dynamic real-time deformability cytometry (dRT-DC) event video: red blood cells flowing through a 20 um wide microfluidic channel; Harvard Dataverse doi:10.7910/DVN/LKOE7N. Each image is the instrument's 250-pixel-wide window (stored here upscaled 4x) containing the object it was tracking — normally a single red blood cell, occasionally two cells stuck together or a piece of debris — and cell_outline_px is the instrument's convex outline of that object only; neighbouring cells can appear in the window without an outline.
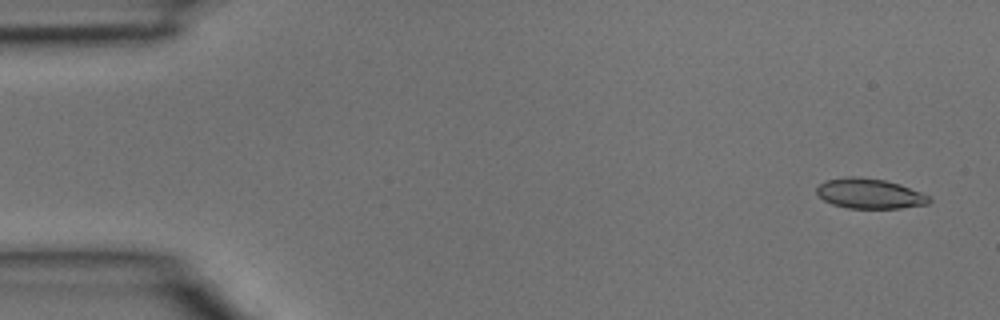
{"species": "common noctule bat (a hibernating species)", "species_latin": "Nyctalus noctula", "temperature_condition": "room temperature", "stored_images_in_passage": 39, "camera_frame_rate_fps": 3000, "um_per_image_px": 0.085, "animal": {"sex": "male", "body_mass_g": 15.6}, "frame": {"image": 1, "passage_image": 2, "time_ms": 0.333, "image_size_px": [1000, 320], "cell_outline_px": [[932, 200], [928, 204], [900, 208], [848, 208], [832, 204], [824, 200], [816, 192], [816, 188], [824, 180], [848, 176], [852, 176], [884, 180], [900, 184], [932, 196]], "centroid_in_image_um": [73.94, 16.45], "position_along_channel_um": 11.1, "area_um2": 19.77}}
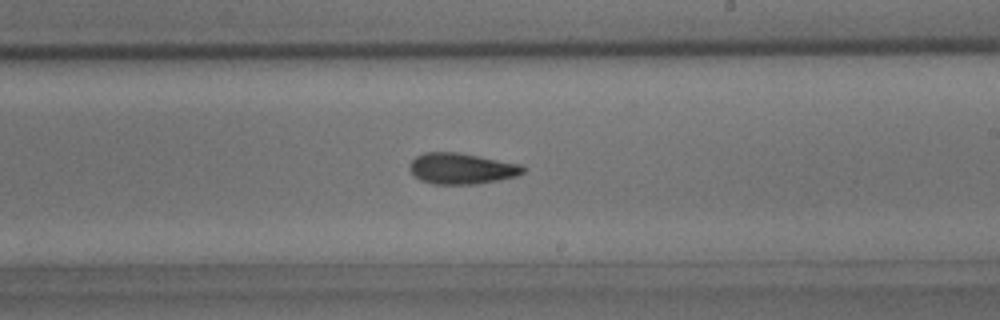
{"frame": {"image": 2, "passage_image": 23, "time_ms": 7.333, "image_size_px": [1000, 320], "cell_outline_px": [[524, 172], [516, 176], [500, 180], [476, 184], [432, 184], [420, 180], [408, 168], [408, 164], [416, 156], [424, 152], [456, 152], [520, 164], [524, 168]], "centroid_in_image_um": [39.2, 14.33], "position_along_channel_um": 249.8, "area_um2": 20.4}}
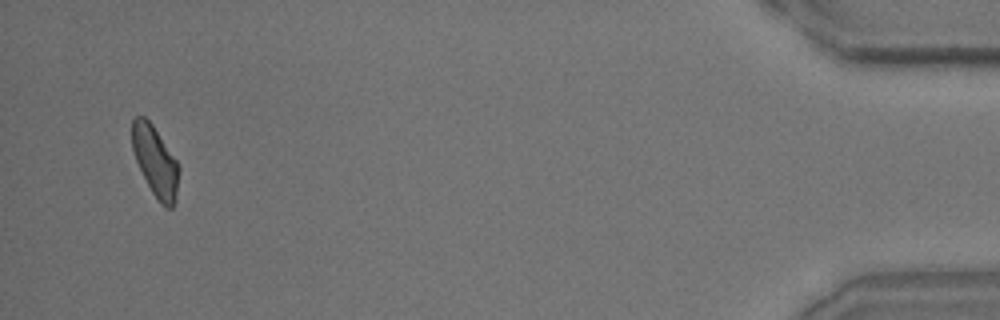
{"frame": {"image": 3, "passage_image": 38, "time_ms": 12.333, "image_size_px": [1000, 320], "cell_outline_px": [[180, 168], [176, 200], [172, 208], [168, 208], [160, 204], [152, 192], [136, 160], [132, 148], [132, 120], [136, 116], [144, 116], [152, 124], [176, 160]], "centroid_in_image_um": [13.21, 13.73], "position_along_channel_um": 422.0, "area_um2": 18.96}}